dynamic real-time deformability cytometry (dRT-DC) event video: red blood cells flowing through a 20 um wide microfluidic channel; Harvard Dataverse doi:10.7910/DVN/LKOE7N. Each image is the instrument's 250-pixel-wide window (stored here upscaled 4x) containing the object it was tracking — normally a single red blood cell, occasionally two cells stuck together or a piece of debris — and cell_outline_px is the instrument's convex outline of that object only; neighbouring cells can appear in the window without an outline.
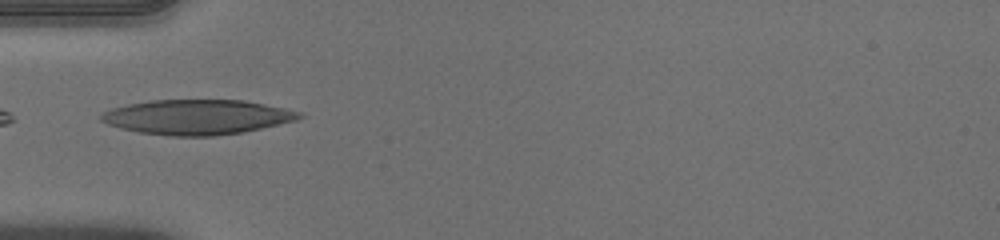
{"species": "human", "species_latin": "Homo sapiens", "temperature_condition": "warm", "stored_images_in_passage": 35, "camera_frame_rate_fps": 3000, "um_per_image_px": 0.085, "donor": {"sex": "male"}, "frame": {"image": 1, "passage_image": 1, "time_ms": 0.0, "image_size_px": [1000, 240], "cell_outline_px": [[304, 116], [296, 120], [260, 128], [240, 132], [212, 136], [172, 136], [140, 132], [120, 128], [108, 124], [100, 120], [100, 116], [104, 112], [112, 108], [128, 104], [152, 100], [244, 100], [284, 108], [300, 112]], "centroid_in_image_um": [16.73, 9.94], "position_along_channel_um": 68.3, "area_um2": 39.88}}
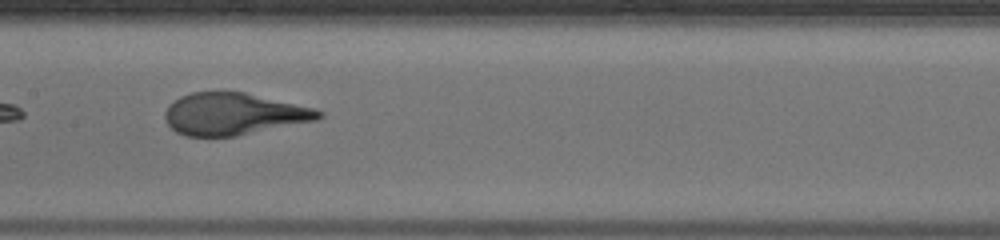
{"frame": {"image": 2, "passage_image": 10, "time_ms": 3.0, "image_size_px": [1000, 240], "cell_outline_px": [[324, 116], [316, 120], [236, 136], [188, 136], [176, 132], [168, 124], [164, 116], [164, 112], [168, 104], [180, 96], [192, 92], [244, 92], [316, 108], [324, 112]], "centroid_in_image_um": [19.85, 9.68], "position_along_channel_um": 187.5, "area_um2": 37.57}}
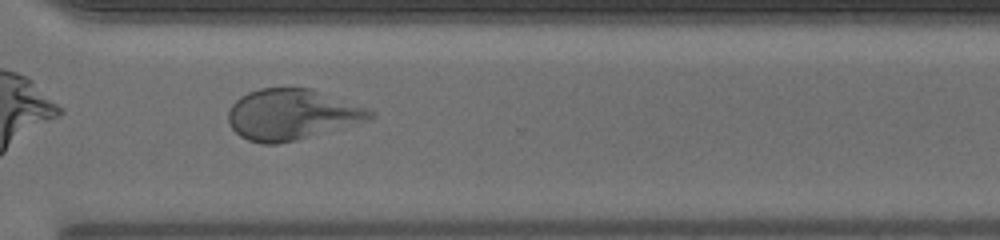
{"frame": {"image": 3, "passage_image": 22, "time_ms": 7.0, "image_size_px": [1000, 240], "cell_outline_px": [[376, 116], [364, 120], [296, 140], [276, 144], [264, 144], [248, 140], [240, 136], [232, 128], [228, 120], [228, 112], [232, 104], [240, 96], [248, 92], [260, 88], [312, 88], [368, 108], [376, 112]], "centroid_in_image_um": [24.76, 9.71], "position_along_channel_um": 345.8, "area_um2": 41.5}}